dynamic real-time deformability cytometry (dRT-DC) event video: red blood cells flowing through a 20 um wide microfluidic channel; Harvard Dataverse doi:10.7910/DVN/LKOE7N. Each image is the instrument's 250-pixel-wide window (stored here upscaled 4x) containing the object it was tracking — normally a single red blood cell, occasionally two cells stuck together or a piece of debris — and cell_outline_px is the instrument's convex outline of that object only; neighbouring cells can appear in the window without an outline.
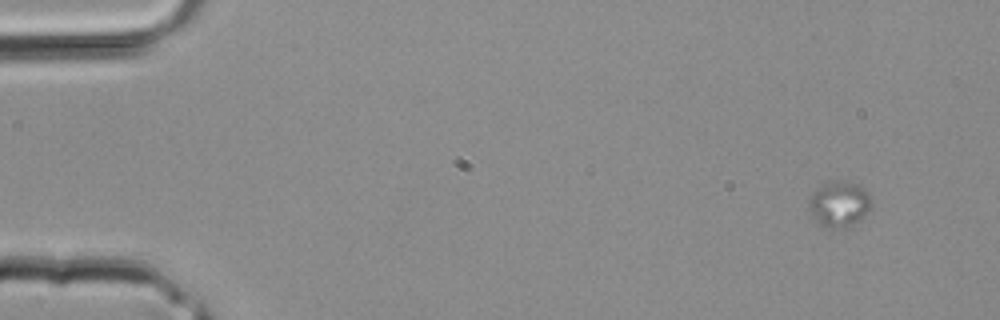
{"species": "common noctule bat (a hibernating species)", "species_latin": "Nyctalus noctula", "temperature_condition": "room temperature", "stored_images_in_passage": 2, "camera_frame_rate_fps": 3000, "um_per_image_px": 0.085, "animal": {"sex": "male", "body_mass_g": 20.4}, "frame": {"image": 1, "passage_image": 1, "time_ms": 0.0, "image_size_px": [1000, 320], "cell_outline_px": [[872, 200], [864, 216], [860, 220], [844, 228], [832, 228], [820, 224], [812, 220], [808, 208], [808, 200], [824, 184], [832, 180], [840, 180], [856, 184], [864, 188], [868, 192]], "centroid_in_image_um": [71.32, 17.35], "position_along_channel_um": 13.7, "area_um2": 16.53}}